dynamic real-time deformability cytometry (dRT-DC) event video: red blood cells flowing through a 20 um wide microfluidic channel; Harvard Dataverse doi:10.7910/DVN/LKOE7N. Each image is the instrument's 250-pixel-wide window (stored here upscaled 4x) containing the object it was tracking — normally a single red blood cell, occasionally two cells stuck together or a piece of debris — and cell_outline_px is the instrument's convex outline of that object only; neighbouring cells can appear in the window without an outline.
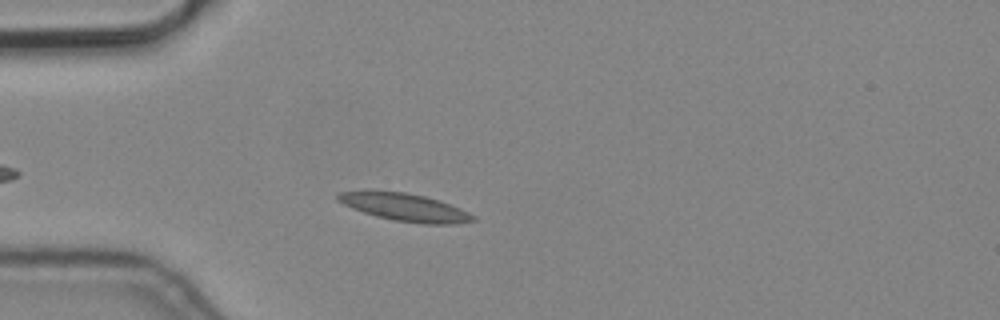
{"species": "common noctule bat (a hibernating species)", "species_latin": "Nyctalus noctula", "temperature_condition": "cold", "stored_images_in_passage": 5, "camera_frame_rate_fps": 3000, "um_per_image_px": 0.085, "animal": {"sex": "male", "body_mass_g": 19.2, "forearm_length_mm": 51.8}, "frame": {"image": 1, "passage_image": 4, "time_ms": 1.0, "image_size_px": [1000, 320], "cell_outline_px": [[476, 220], [456, 224], [424, 224], [396, 220], [376, 216], [352, 208], [336, 200], [336, 196], [340, 192], [404, 192], [424, 196], [440, 200], [460, 208], [476, 216]], "centroid_in_image_um": [34.49, 17.64], "position_along_channel_um": 50.5, "area_um2": 21.33}}